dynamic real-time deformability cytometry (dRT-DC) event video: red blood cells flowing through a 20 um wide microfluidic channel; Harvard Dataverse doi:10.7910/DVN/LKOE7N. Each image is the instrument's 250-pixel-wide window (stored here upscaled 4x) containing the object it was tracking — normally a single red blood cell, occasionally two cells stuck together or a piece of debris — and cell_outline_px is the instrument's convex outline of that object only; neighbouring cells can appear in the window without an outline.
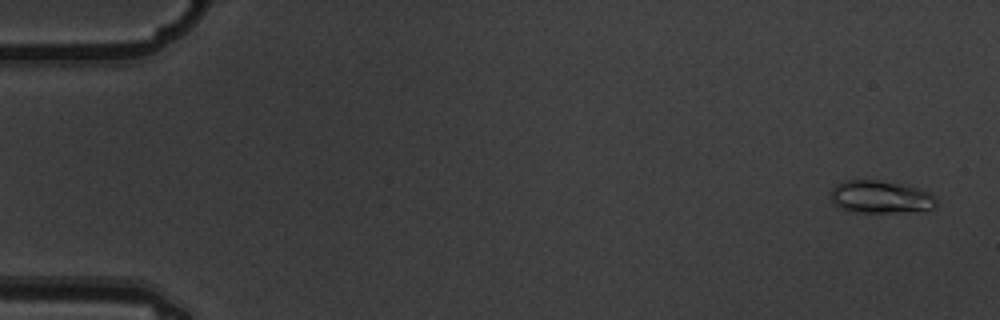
{"species": "common noctule bat (a hibernating species)", "species_latin": "Nyctalus noctula", "temperature_condition": "warm", "stored_images_in_passage": 5, "camera_frame_rate_fps": 3000, "um_per_image_px": 0.085, "animal": {"sex": "male", "body_mass_g": 19.5, "forearm_length_mm": 54.6}, "frame": {"image": 1, "passage_image": 1, "time_ms": 0.0, "image_size_px": [1000, 320], "cell_outline_px": [[936, 208], [928, 212], [856, 212], [840, 208], [832, 204], [828, 192], [836, 184], [844, 180], [880, 180], [916, 188], [928, 192], [936, 196]], "centroid_in_image_um": [74.84, 16.76], "position_along_channel_um": 10.2, "area_um2": 20.58}}